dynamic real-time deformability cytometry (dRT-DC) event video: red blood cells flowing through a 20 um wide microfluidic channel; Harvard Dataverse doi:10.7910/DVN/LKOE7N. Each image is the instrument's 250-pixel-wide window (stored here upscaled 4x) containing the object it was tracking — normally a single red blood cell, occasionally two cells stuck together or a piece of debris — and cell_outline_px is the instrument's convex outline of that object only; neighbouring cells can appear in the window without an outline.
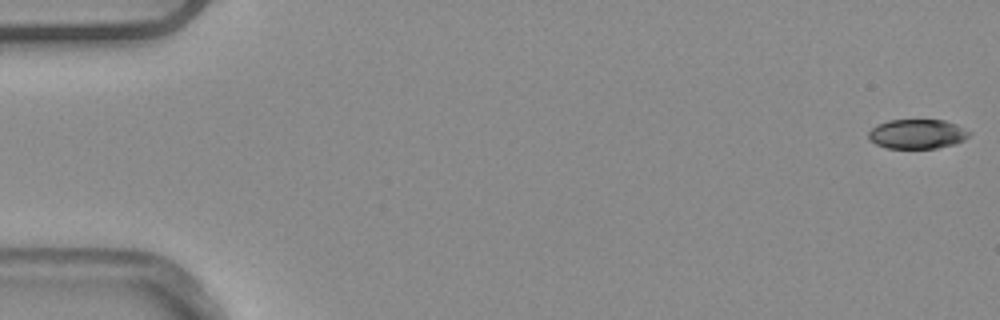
{"species": "common noctule bat (a hibernating species)", "species_latin": "Nyctalus noctula", "temperature_condition": "warm", "stored_images_in_passage": 5, "camera_frame_rate_fps": 3000, "um_per_image_px": 0.085, "animal": {"sex": "male", "body_mass_g": 20.4}, "frame": {"image": 1, "passage_image": 1, "time_ms": 0.0, "image_size_px": [1000, 320], "cell_outline_px": [[972, 132], [964, 140], [956, 144], [936, 148], [888, 148], [876, 144], [868, 136], [868, 132], [876, 124], [888, 120], [944, 120], [956, 124]], "centroid_in_image_um": [77.98, 11.38], "position_along_channel_um": 7.0, "area_um2": 17.34}}
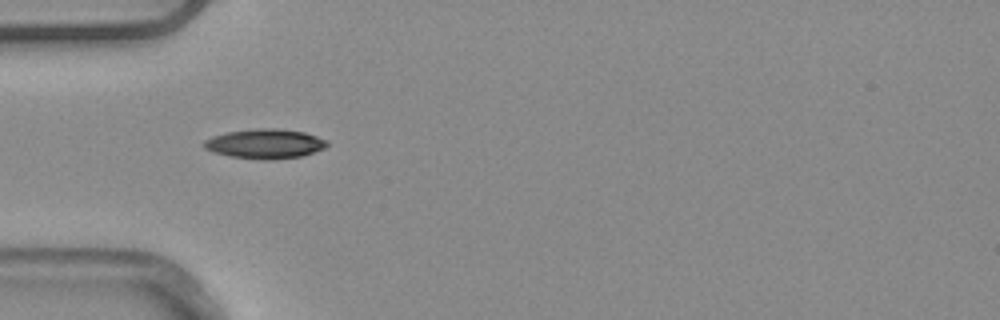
{"frame": {"image": 2, "passage_image": 4, "time_ms": 1.0, "image_size_px": [1000, 320], "cell_outline_px": [[328, 144], [324, 148], [300, 156], [272, 160], [264, 160], [232, 156], [212, 152], [204, 148], [204, 140], [212, 136], [228, 132], [256, 128], [276, 128], [304, 132], [328, 140]], "centroid_in_image_um": [22.52, 12.21], "position_along_channel_um": 62.5, "area_um2": 21.1}}